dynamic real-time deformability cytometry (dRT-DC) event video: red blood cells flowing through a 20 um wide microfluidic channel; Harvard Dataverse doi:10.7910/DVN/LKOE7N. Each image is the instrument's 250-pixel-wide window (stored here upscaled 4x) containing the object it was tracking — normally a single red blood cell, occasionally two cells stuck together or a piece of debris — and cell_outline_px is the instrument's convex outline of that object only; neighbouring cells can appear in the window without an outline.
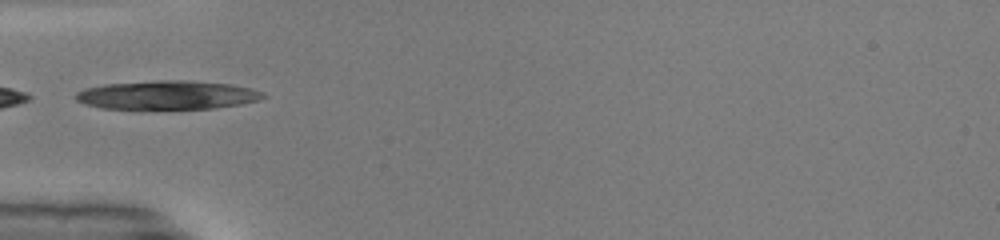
{"species": "common noctule bat (a hibernating species)", "species_latin": "Nyctalus noctula", "temperature_condition": "warm", "stored_images_in_passage": 33, "camera_frame_rate_fps": 3000, "um_per_image_px": 0.085, "animal": {"sex": "male", "body_mass_g": 19.0, "forearm_length_mm": 50.8}, "frame": {"image": 1, "passage_image": 1, "time_ms": 0.0, "image_size_px": [1000, 240], "cell_outline_px": [[268, 96], [256, 100], [240, 104], [216, 108], [100, 108], [84, 104], [76, 100], [76, 92], [84, 88], [104, 84], [156, 80], [188, 80], [232, 84], [252, 88], [264, 92]], "centroid_in_image_um": [14.23, 8.06], "position_along_channel_um": 70.8, "area_um2": 31.39}}
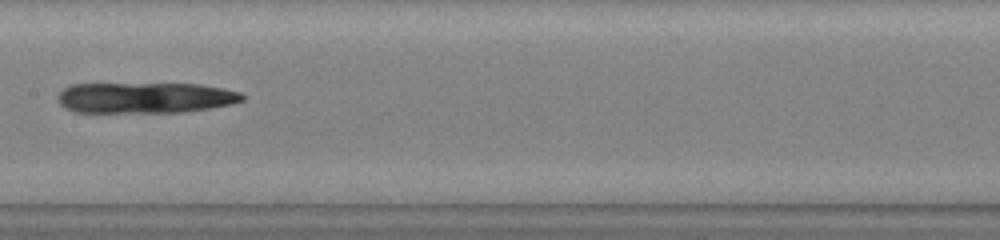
{"frame": {"image": 2, "passage_image": 10, "time_ms": 3.0, "image_size_px": [1000, 240], "cell_outline_px": [[244, 100], [228, 104], [208, 108], [184, 112], [76, 112], [64, 108], [60, 104], [56, 96], [64, 88], [72, 84], [200, 84], [224, 88], [240, 92], [244, 96]], "centroid_in_image_um": [12.31, 8.3], "position_along_channel_um": 195.1, "area_um2": 33.06}}
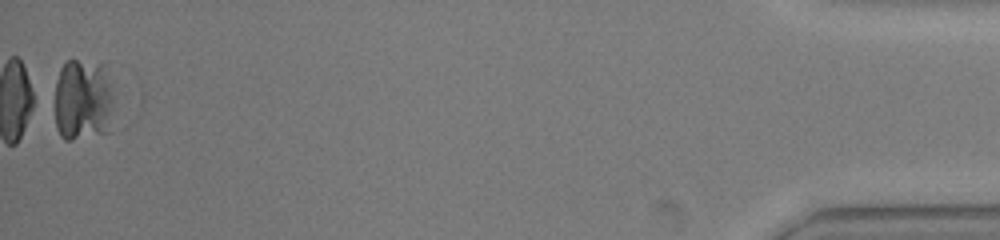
{"frame": {"image": 3, "passage_image": 33, "time_ms": 10.667, "image_size_px": [1000, 240], "cell_outline_px": [[112, 100], [108, 132], [72, 140], [64, 140], [60, 136], [56, 128], [56, 80], [60, 68], [68, 60], [76, 60], [104, 64]], "centroid_in_image_um": [7.01, 8.51], "position_along_channel_um": 428.2, "area_um2": 28.03}}